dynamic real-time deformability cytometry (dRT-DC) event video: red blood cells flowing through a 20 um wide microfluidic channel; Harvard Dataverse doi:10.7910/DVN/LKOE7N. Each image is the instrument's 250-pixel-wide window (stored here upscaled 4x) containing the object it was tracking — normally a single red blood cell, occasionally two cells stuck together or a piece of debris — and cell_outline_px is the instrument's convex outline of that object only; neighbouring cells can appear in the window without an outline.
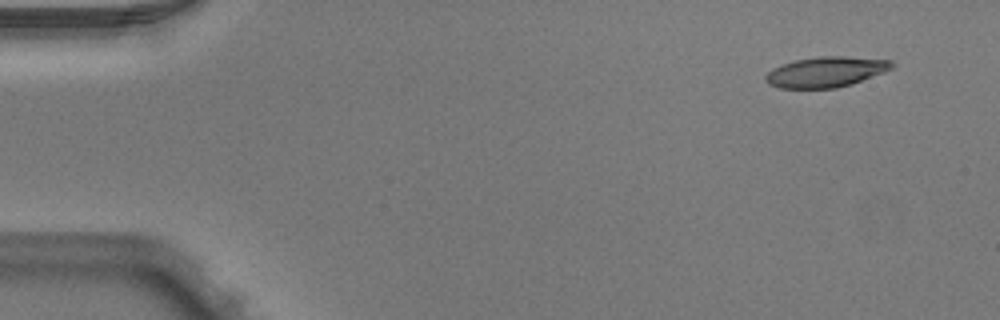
{"species": "Egyptian fruit bat (a non-hibernating species)", "species_latin": "Rousettus aegyptiacus", "temperature_condition": "warm", "stored_images_in_passage": 4, "camera_frame_rate_fps": 3000, "um_per_image_px": 0.085, "animal": {"sex": "male"}, "frame": {"image": 1, "passage_image": 1, "time_ms": 0.0, "image_size_px": [1000, 320], "cell_outline_px": [[896, 64], [892, 68], [884, 72], [852, 84], [836, 88], [780, 88], [768, 84], [764, 80], [764, 76], [772, 68], [792, 60], [816, 56], [848, 56], [892, 60]], "centroid_in_image_um": [70.19, 6.1], "position_along_channel_um": 14.8, "area_um2": 22.72}}
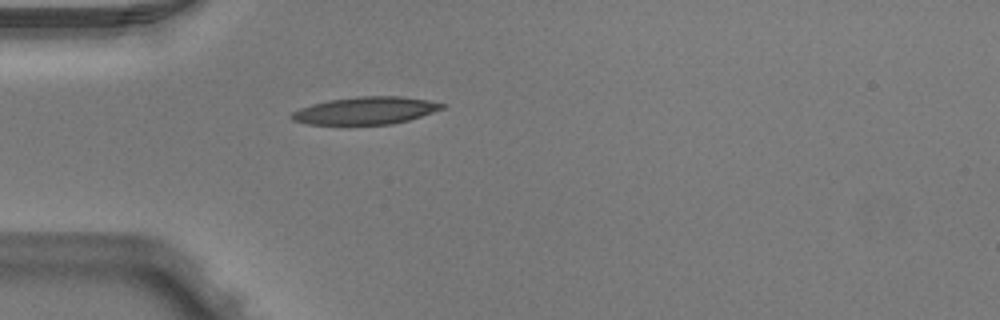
{"frame": {"image": 2, "passage_image": 4, "time_ms": 1.0, "image_size_px": [1000, 320], "cell_outline_px": [[444, 108], [408, 120], [392, 124], [348, 128], [308, 124], [292, 120], [288, 116], [292, 112], [300, 108], [312, 104], [328, 100], [356, 96], [400, 96], [428, 100], [444, 104]], "centroid_in_image_um": [30.97, 9.45], "position_along_channel_um": 54.0, "area_um2": 25.14}}